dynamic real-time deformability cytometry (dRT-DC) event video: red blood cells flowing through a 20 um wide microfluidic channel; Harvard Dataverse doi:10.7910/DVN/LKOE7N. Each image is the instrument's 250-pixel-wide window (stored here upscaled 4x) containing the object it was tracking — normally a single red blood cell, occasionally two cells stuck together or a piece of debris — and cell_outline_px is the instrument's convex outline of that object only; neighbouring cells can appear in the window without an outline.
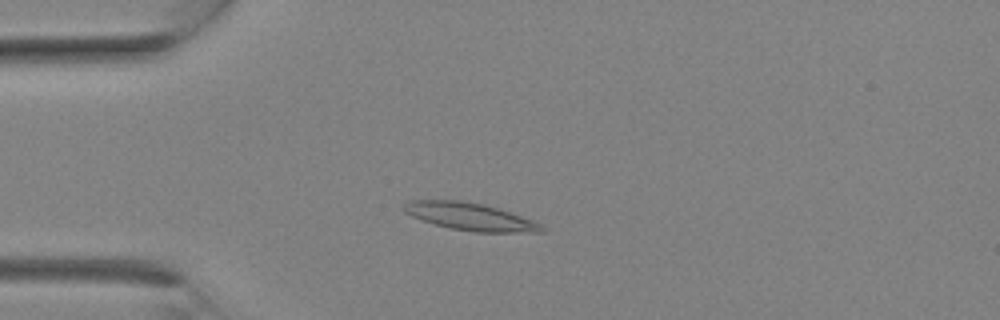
{"species": "Egyptian fruit bat (a non-hibernating species)", "species_latin": "Rousettus aegyptiacus", "temperature_condition": "room temperature", "stored_images_in_passage": 9, "camera_frame_rate_fps": 3000, "um_per_image_px": 0.085, "animal": {"sex": "female"}, "frame": {"image": 1, "passage_image": 6, "time_ms": 1.667, "image_size_px": [1000, 320], "cell_outline_px": [[548, 228], [544, 232], [472, 232], [448, 228], [420, 220], [404, 212], [400, 208], [408, 200], [460, 200], [484, 204], [500, 208], [532, 220]], "centroid_in_image_um": [39.94, 18.41], "position_along_channel_um": 45.1, "area_um2": 22.43}}
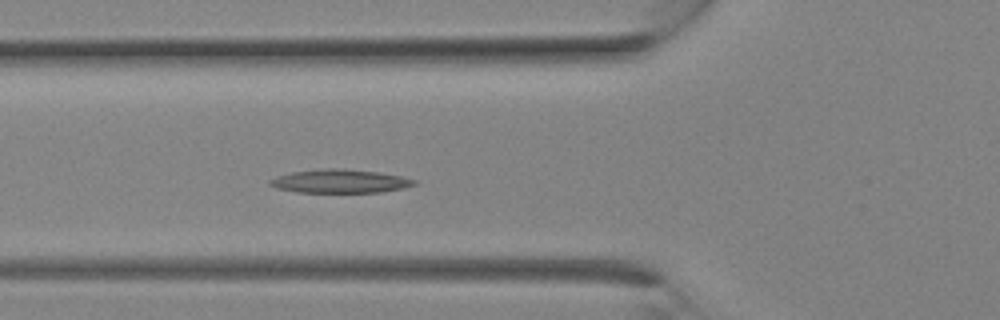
{"frame": {"image": 2, "passage_image": 9, "time_ms": 2.667, "image_size_px": [1000, 320], "cell_outline_px": [[416, 184], [404, 188], [380, 192], [296, 192], [276, 188], [268, 184], [268, 180], [276, 176], [292, 172], [324, 168], [344, 168], [376, 172], [400, 176], [416, 180]], "centroid_in_image_um": [28.85, 15.4], "position_along_channel_um": 96.9, "area_um2": 19.77}}